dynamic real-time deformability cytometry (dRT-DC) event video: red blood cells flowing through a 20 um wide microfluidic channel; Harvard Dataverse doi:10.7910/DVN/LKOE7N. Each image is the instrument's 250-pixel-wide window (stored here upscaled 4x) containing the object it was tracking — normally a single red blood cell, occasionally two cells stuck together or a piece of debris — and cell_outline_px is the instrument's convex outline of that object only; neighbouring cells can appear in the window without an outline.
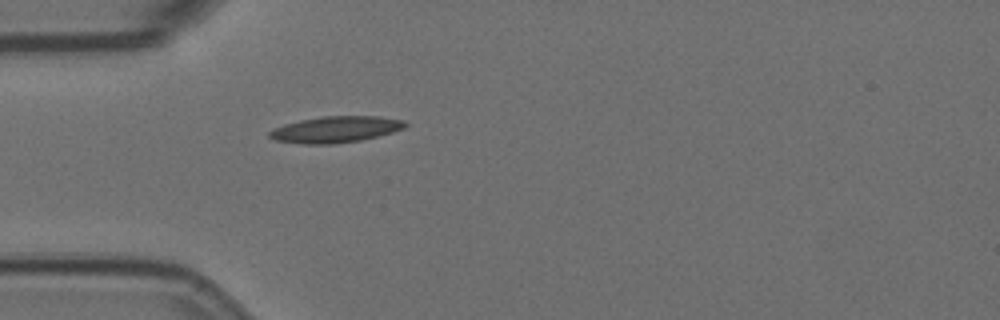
{"species": "Egyptian fruit bat (a non-hibernating species)", "species_latin": "Rousettus aegyptiacus", "temperature_condition": "room temperature", "stored_images_in_passage": 5, "camera_frame_rate_fps": 3000, "um_per_image_px": 0.085, "animal": {"sex": "female"}, "frame": {"image": 1, "passage_image": 5, "time_ms": 1.333, "image_size_px": [1000, 320], "cell_outline_px": [[408, 124], [404, 128], [392, 132], [360, 140], [336, 144], [304, 144], [276, 140], [268, 136], [268, 132], [284, 124], [300, 120], [320, 116], [380, 116], [404, 120]], "centroid_in_image_um": [28.54, 10.99], "position_along_channel_um": 56.5, "area_um2": 20.75}}